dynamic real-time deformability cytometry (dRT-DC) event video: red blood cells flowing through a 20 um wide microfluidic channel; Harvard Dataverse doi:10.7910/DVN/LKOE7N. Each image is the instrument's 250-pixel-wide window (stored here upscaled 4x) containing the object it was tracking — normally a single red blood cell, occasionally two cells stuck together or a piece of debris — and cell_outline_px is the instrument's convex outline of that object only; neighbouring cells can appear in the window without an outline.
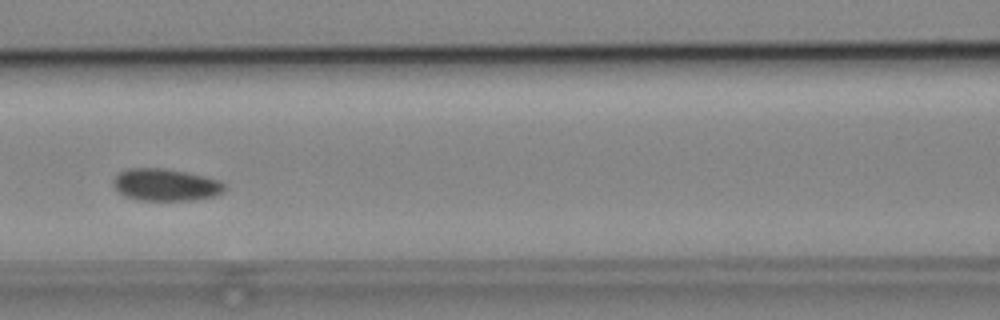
{"species": "common noctule bat (a hibernating species)", "species_latin": "Nyctalus noctula", "temperature_condition": "cold", "stored_images_in_passage": 9, "camera_frame_rate_fps": 3000, "um_per_image_px": 0.085, "animal": {"sex": "male", "body_mass_g": 19.2, "forearm_length_mm": 51.8}, "frame": {"image": 1, "passage_image": 6, "time_ms": 6.0, "image_size_px": [1000, 320], "cell_outline_px": [[224, 188], [216, 196], [196, 200], [140, 200], [124, 196], [112, 184], [112, 180], [120, 172], [128, 168], [164, 168], [188, 172], [204, 176], [216, 180], [224, 184]], "centroid_in_image_um": [14.05, 15.7], "position_along_channel_um": 152.6, "area_um2": 20.75}}
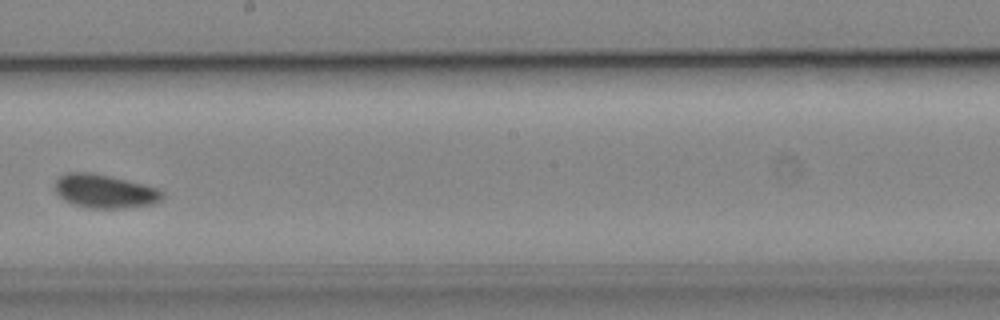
{"frame": {"image": 2, "passage_image": 8, "time_ms": 8.333, "image_size_px": [1000, 320], "cell_outline_px": [[164, 196], [160, 200], [152, 204], [120, 208], [88, 208], [76, 204], [60, 196], [56, 192], [56, 180], [64, 172], [92, 172], [112, 176], [156, 188], [164, 192]], "centroid_in_image_um": [8.91, 16.23], "position_along_channel_um": 239.3, "area_um2": 20.75}}
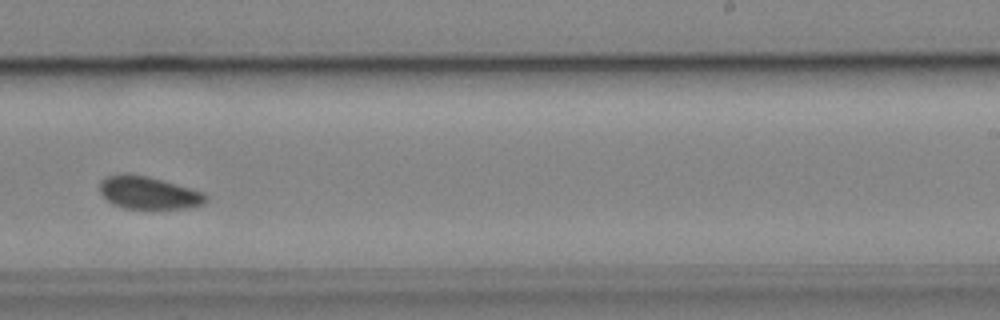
{"frame": {"image": 3, "passage_image": 9, "time_ms": 9.333, "image_size_px": [1000, 320], "cell_outline_px": [[208, 200], [204, 204], [188, 208], [124, 208], [112, 204], [100, 192], [100, 180], [108, 176], [120, 172], [128, 172], [148, 176], [204, 192], [208, 196]], "centroid_in_image_um": [12.62, 16.36], "position_along_channel_um": 276.4, "area_um2": 20.35}}